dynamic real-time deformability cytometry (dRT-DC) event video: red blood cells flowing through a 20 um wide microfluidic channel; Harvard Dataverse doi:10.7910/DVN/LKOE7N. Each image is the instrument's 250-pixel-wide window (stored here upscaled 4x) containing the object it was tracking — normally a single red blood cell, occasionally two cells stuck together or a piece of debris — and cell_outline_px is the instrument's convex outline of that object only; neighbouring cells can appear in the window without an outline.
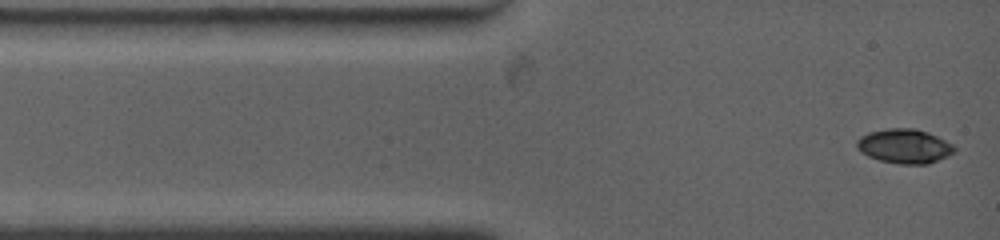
{"species": "common noctule bat (a hibernating species)", "species_latin": "Nyctalus noctula", "temperature_condition": "warm", "stored_images_in_passage": 19, "camera_frame_rate_fps": 4500, "um_per_image_px": 0.085, "animal": {"sex": "female", "body_mass_g": 19.0, "forearm_length_mm": 53.3}, "frame": {"image": 1, "passage_image": 1, "time_ms": 0.0, "image_size_px": [1000, 240], "cell_outline_px": [[956, 152], [948, 156], [928, 164], [900, 164], [880, 160], [868, 156], [860, 152], [856, 148], [856, 140], [860, 136], [868, 132], [888, 128], [912, 128], [928, 132], [952, 144], [956, 148]], "centroid_in_image_um": [76.86, 12.42], "position_along_channel_um": 8.1, "area_um2": 19.65}}
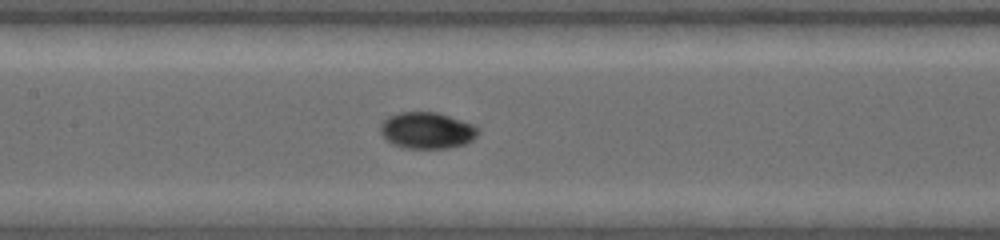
{"frame": {"image": 2, "passage_image": 9, "time_ms": 5.333, "image_size_px": [1000, 240], "cell_outline_px": [[480, 132], [472, 140], [464, 144], [448, 148], [404, 148], [392, 144], [380, 132], [380, 124], [388, 116], [400, 112], [436, 112], [472, 124], [480, 128]], "centroid_in_image_um": [36.29, 11.09], "position_along_channel_um": 171.1, "area_um2": 20.69}}
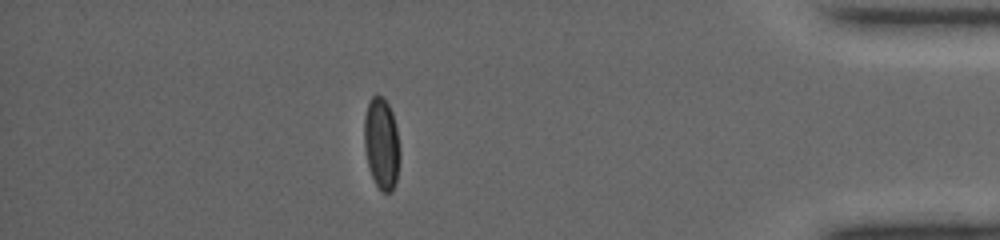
{"frame": {"image": 3, "passage_image": 16, "time_ms": 12.667, "image_size_px": [1000, 240], "cell_outline_px": [[400, 156], [396, 180], [392, 192], [384, 192], [376, 184], [368, 168], [364, 148], [364, 116], [368, 104], [372, 96], [376, 92], [384, 96], [392, 112], [396, 128], [400, 148]], "centroid_in_image_um": [32.42, 12.16], "position_along_channel_um": 402.8, "area_um2": 19.25}, "authors_computed_cell_mechanics": {"area_um2": 19.5942, "velocity_mm_per_s": 3.8289, "shape_relaxation_time_tau1_ms": 3.5753, "shape_relaxation_time_tau2_ms": 1.0557, "deformation_change_tau1": 0.164, "deformation_change_tau2": 0.0131}}